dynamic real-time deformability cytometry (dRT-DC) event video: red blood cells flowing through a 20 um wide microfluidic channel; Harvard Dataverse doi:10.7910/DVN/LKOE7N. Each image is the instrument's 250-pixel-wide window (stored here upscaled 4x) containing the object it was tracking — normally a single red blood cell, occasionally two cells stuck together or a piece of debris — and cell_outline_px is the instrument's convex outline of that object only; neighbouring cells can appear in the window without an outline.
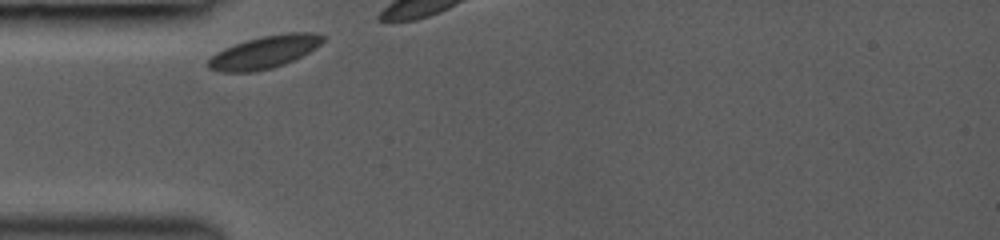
{"species": "common noctule bat (a hibernating species)", "species_latin": "Nyctalus noctula", "temperature_condition": "room temperature", "stored_images_in_passage": 5, "camera_frame_rate_fps": 3000, "um_per_image_px": 0.085, "animal": {"sex": "female", "body_mass_g": 19.0, "forearm_length_mm": 53.3}, "frame": {"image": 1, "passage_image": 1, "time_ms": 0.0, "image_size_px": [1000, 240], "cell_outline_px": [[328, 36], [316, 48], [284, 64], [272, 68], [252, 72], [220, 72], [208, 68], [208, 60], [216, 52], [224, 48], [248, 40], [264, 36], [288, 32], [312, 32]], "centroid_in_image_um": [22.5, 4.43], "position_along_channel_um": 62.5, "area_um2": 21.62}}